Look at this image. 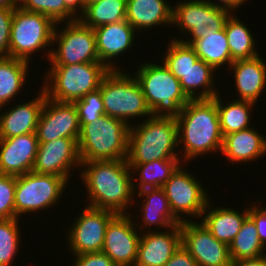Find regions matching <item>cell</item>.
<instances>
[{
  "label": "cell",
  "instance_id": "obj_47",
  "mask_svg": "<svg viewBox=\"0 0 266 266\" xmlns=\"http://www.w3.org/2000/svg\"><path fill=\"white\" fill-rule=\"evenodd\" d=\"M18 0H0V8H16Z\"/></svg>",
  "mask_w": 266,
  "mask_h": 266
},
{
  "label": "cell",
  "instance_id": "obj_20",
  "mask_svg": "<svg viewBox=\"0 0 266 266\" xmlns=\"http://www.w3.org/2000/svg\"><path fill=\"white\" fill-rule=\"evenodd\" d=\"M93 30L99 61L111 70L118 69L113 59L132 47L137 31L126 20L105 24Z\"/></svg>",
  "mask_w": 266,
  "mask_h": 266
},
{
  "label": "cell",
  "instance_id": "obj_48",
  "mask_svg": "<svg viewBox=\"0 0 266 266\" xmlns=\"http://www.w3.org/2000/svg\"><path fill=\"white\" fill-rule=\"evenodd\" d=\"M84 1V4L87 5L89 3H92V2H95V1H98V0H83Z\"/></svg>",
  "mask_w": 266,
  "mask_h": 266
},
{
  "label": "cell",
  "instance_id": "obj_29",
  "mask_svg": "<svg viewBox=\"0 0 266 266\" xmlns=\"http://www.w3.org/2000/svg\"><path fill=\"white\" fill-rule=\"evenodd\" d=\"M29 63L12 57H0V109L10 104L23 89L26 82ZM13 98V99H12ZM0 110V112H1Z\"/></svg>",
  "mask_w": 266,
  "mask_h": 266
},
{
  "label": "cell",
  "instance_id": "obj_17",
  "mask_svg": "<svg viewBox=\"0 0 266 266\" xmlns=\"http://www.w3.org/2000/svg\"><path fill=\"white\" fill-rule=\"evenodd\" d=\"M74 167L81 169L78 139L58 138L50 142L39 143L33 172L53 174L69 181Z\"/></svg>",
  "mask_w": 266,
  "mask_h": 266
},
{
  "label": "cell",
  "instance_id": "obj_5",
  "mask_svg": "<svg viewBox=\"0 0 266 266\" xmlns=\"http://www.w3.org/2000/svg\"><path fill=\"white\" fill-rule=\"evenodd\" d=\"M161 64L145 62L138 67L134 76L152 116L176 118L190 99L183 92L180 81L164 63Z\"/></svg>",
  "mask_w": 266,
  "mask_h": 266
},
{
  "label": "cell",
  "instance_id": "obj_25",
  "mask_svg": "<svg viewBox=\"0 0 266 266\" xmlns=\"http://www.w3.org/2000/svg\"><path fill=\"white\" fill-rule=\"evenodd\" d=\"M173 7L166 0H127L126 21L139 32L161 24L172 25Z\"/></svg>",
  "mask_w": 266,
  "mask_h": 266
},
{
  "label": "cell",
  "instance_id": "obj_45",
  "mask_svg": "<svg viewBox=\"0 0 266 266\" xmlns=\"http://www.w3.org/2000/svg\"><path fill=\"white\" fill-rule=\"evenodd\" d=\"M231 266H266V255L255 259L232 261Z\"/></svg>",
  "mask_w": 266,
  "mask_h": 266
},
{
  "label": "cell",
  "instance_id": "obj_4",
  "mask_svg": "<svg viewBox=\"0 0 266 266\" xmlns=\"http://www.w3.org/2000/svg\"><path fill=\"white\" fill-rule=\"evenodd\" d=\"M129 129V124L108 115L84 124L78 139L81 162L126 159Z\"/></svg>",
  "mask_w": 266,
  "mask_h": 266
},
{
  "label": "cell",
  "instance_id": "obj_11",
  "mask_svg": "<svg viewBox=\"0 0 266 266\" xmlns=\"http://www.w3.org/2000/svg\"><path fill=\"white\" fill-rule=\"evenodd\" d=\"M231 11L218 7L206 0H186L180 1L173 7L172 26L180 28L181 33H189L191 36L187 40H181L186 44H191L194 40L204 37V33L209 28L220 31L223 30L231 15Z\"/></svg>",
  "mask_w": 266,
  "mask_h": 266
},
{
  "label": "cell",
  "instance_id": "obj_34",
  "mask_svg": "<svg viewBox=\"0 0 266 266\" xmlns=\"http://www.w3.org/2000/svg\"><path fill=\"white\" fill-rule=\"evenodd\" d=\"M265 248L259 239L255 223L248 217L230 243L229 252L232 261H241L266 255Z\"/></svg>",
  "mask_w": 266,
  "mask_h": 266
},
{
  "label": "cell",
  "instance_id": "obj_7",
  "mask_svg": "<svg viewBox=\"0 0 266 266\" xmlns=\"http://www.w3.org/2000/svg\"><path fill=\"white\" fill-rule=\"evenodd\" d=\"M120 70H110L103 78L99 89L105 115L122 120L131 126L132 117L133 120L138 117L143 119V116L149 118L152 111L135 76Z\"/></svg>",
  "mask_w": 266,
  "mask_h": 266
},
{
  "label": "cell",
  "instance_id": "obj_12",
  "mask_svg": "<svg viewBox=\"0 0 266 266\" xmlns=\"http://www.w3.org/2000/svg\"><path fill=\"white\" fill-rule=\"evenodd\" d=\"M180 165L170 179L162 186L167 196L173 215L180 221H188L183 214L190 218L201 219L202 213L209 201L206 189L202 183ZM189 172V173H188Z\"/></svg>",
  "mask_w": 266,
  "mask_h": 266
},
{
  "label": "cell",
  "instance_id": "obj_9",
  "mask_svg": "<svg viewBox=\"0 0 266 266\" xmlns=\"http://www.w3.org/2000/svg\"><path fill=\"white\" fill-rule=\"evenodd\" d=\"M65 25L61 31L55 27L53 42L56 41L58 46L46 52L49 65L102 63L98 57L94 30L79 19L66 22Z\"/></svg>",
  "mask_w": 266,
  "mask_h": 266
},
{
  "label": "cell",
  "instance_id": "obj_35",
  "mask_svg": "<svg viewBox=\"0 0 266 266\" xmlns=\"http://www.w3.org/2000/svg\"><path fill=\"white\" fill-rule=\"evenodd\" d=\"M167 48L162 61L169 71L180 80L199 57L190 44L181 40L172 39Z\"/></svg>",
  "mask_w": 266,
  "mask_h": 266
},
{
  "label": "cell",
  "instance_id": "obj_42",
  "mask_svg": "<svg viewBox=\"0 0 266 266\" xmlns=\"http://www.w3.org/2000/svg\"><path fill=\"white\" fill-rule=\"evenodd\" d=\"M255 204L249 207V217L255 223L259 239L266 247V210L262 209L259 204Z\"/></svg>",
  "mask_w": 266,
  "mask_h": 266
},
{
  "label": "cell",
  "instance_id": "obj_43",
  "mask_svg": "<svg viewBox=\"0 0 266 266\" xmlns=\"http://www.w3.org/2000/svg\"><path fill=\"white\" fill-rule=\"evenodd\" d=\"M164 266H198L195 259L183 245L174 252L173 256Z\"/></svg>",
  "mask_w": 266,
  "mask_h": 266
},
{
  "label": "cell",
  "instance_id": "obj_23",
  "mask_svg": "<svg viewBox=\"0 0 266 266\" xmlns=\"http://www.w3.org/2000/svg\"><path fill=\"white\" fill-rule=\"evenodd\" d=\"M222 154L231 163H246L266 154V137L250 127L223 137Z\"/></svg>",
  "mask_w": 266,
  "mask_h": 266
},
{
  "label": "cell",
  "instance_id": "obj_40",
  "mask_svg": "<svg viewBox=\"0 0 266 266\" xmlns=\"http://www.w3.org/2000/svg\"><path fill=\"white\" fill-rule=\"evenodd\" d=\"M15 8H0V57H9L11 25Z\"/></svg>",
  "mask_w": 266,
  "mask_h": 266
},
{
  "label": "cell",
  "instance_id": "obj_27",
  "mask_svg": "<svg viewBox=\"0 0 266 266\" xmlns=\"http://www.w3.org/2000/svg\"><path fill=\"white\" fill-rule=\"evenodd\" d=\"M190 45L199 59L217 71L219 67L227 64L230 67L233 63L224 29L217 31L209 28L204 37L194 40Z\"/></svg>",
  "mask_w": 266,
  "mask_h": 266
},
{
  "label": "cell",
  "instance_id": "obj_44",
  "mask_svg": "<svg viewBox=\"0 0 266 266\" xmlns=\"http://www.w3.org/2000/svg\"><path fill=\"white\" fill-rule=\"evenodd\" d=\"M209 1L210 3L217 5L218 7H222L225 9L230 10L231 12H235L242 3L246 2L247 0H218L217 2H213L212 0H206ZM236 9V10H235Z\"/></svg>",
  "mask_w": 266,
  "mask_h": 266
},
{
  "label": "cell",
  "instance_id": "obj_3",
  "mask_svg": "<svg viewBox=\"0 0 266 266\" xmlns=\"http://www.w3.org/2000/svg\"><path fill=\"white\" fill-rule=\"evenodd\" d=\"M141 123V124H140ZM178 126L173 117H146L129 129L127 164L180 158ZM179 156V157H178Z\"/></svg>",
  "mask_w": 266,
  "mask_h": 266
},
{
  "label": "cell",
  "instance_id": "obj_21",
  "mask_svg": "<svg viewBox=\"0 0 266 266\" xmlns=\"http://www.w3.org/2000/svg\"><path fill=\"white\" fill-rule=\"evenodd\" d=\"M29 102H22L0 113V139L11 138L28 133H36L38 120L47 97L45 90Z\"/></svg>",
  "mask_w": 266,
  "mask_h": 266
},
{
  "label": "cell",
  "instance_id": "obj_28",
  "mask_svg": "<svg viewBox=\"0 0 266 266\" xmlns=\"http://www.w3.org/2000/svg\"><path fill=\"white\" fill-rule=\"evenodd\" d=\"M215 71L217 70L209 64L198 59L179 80L181 88L186 96L190 100L213 99L217 94H220V92L217 91V88L213 86L215 82L212 79L214 78L215 74L213 73H215ZM198 89H201V91L197 92Z\"/></svg>",
  "mask_w": 266,
  "mask_h": 266
},
{
  "label": "cell",
  "instance_id": "obj_18",
  "mask_svg": "<svg viewBox=\"0 0 266 266\" xmlns=\"http://www.w3.org/2000/svg\"><path fill=\"white\" fill-rule=\"evenodd\" d=\"M38 145L36 133L0 139V172L12 176L31 172Z\"/></svg>",
  "mask_w": 266,
  "mask_h": 266
},
{
  "label": "cell",
  "instance_id": "obj_14",
  "mask_svg": "<svg viewBox=\"0 0 266 266\" xmlns=\"http://www.w3.org/2000/svg\"><path fill=\"white\" fill-rule=\"evenodd\" d=\"M181 245L198 266H231L229 246L218 241L200 222H181Z\"/></svg>",
  "mask_w": 266,
  "mask_h": 266
},
{
  "label": "cell",
  "instance_id": "obj_16",
  "mask_svg": "<svg viewBox=\"0 0 266 266\" xmlns=\"http://www.w3.org/2000/svg\"><path fill=\"white\" fill-rule=\"evenodd\" d=\"M132 218V214H116L107 225L102 252L116 266H134L136 263L142 231L136 229L137 223Z\"/></svg>",
  "mask_w": 266,
  "mask_h": 266
},
{
  "label": "cell",
  "instance_id": "obj_36",
  "mask_svg": "<svg viewBox=\"0 0 266 266\" xmlns=\"http://www.w3.org/2000/svg\"><path fill=\"white\" fill-rule=\"evenodd\" d=\"M18 7L44 14L52 19L57 26L78 18L65 6L64 0H18ZM59 24V25H58Z\"/></svg>",
  "mask_w": 266,
  "mask_h": 266
},
{
  "label": "cell",
  "instance_id": "obj_6",
  "mask_svg": "<svg viewBox=\"0 0 266 266\" xmlns=\"http://www.w3.org/2000/svg\"><path fill=\"white\" fill-rule=\"evenodd\" d=\"M50 70V71H49ZM42 88L49 99L74 103L89 92L100 88L105 75L111 70L104 63H76L50 65Z\"/></svg>",
  "mask_w": 266,
  "mask_h": 266
},
{
  "label": "cell",
  "instance_id": "obj_22",
  "mask_svg": "<svg viewBox=\"0 0 266 266\" xmlns=\"http://www.w3.org/2000/svg\"><path fill=\"white\" fill-rule=\"evenodd\" d=\"M234 73L237 100L256 103L266 87V63L260 55L244 60L234 61L229 70ZM234 70V71H233Z\"/></svg>",
  "mask_w": 266,
  "mask_h": 266
},
{
  "label": "cell",
  "instance_id": "obj_33",
  "mask_svg": "<svg viewBox=\"0 0 266 266\" xmlns=\"http://www.w3.org/2000/svg\"><path fill=\"white\" fill-rule=\"evenodd\" d=\"M127 0H98L85 5L78 18L84 25L95 29L99 26L126 20Z\"/></svg>",
  "mask_w": 266,
  "mask_h": 266
},
{
  "label": "cell",
  "instance_id": "obj_31",
  "mask_svg": "<svg viewBox=\"0 0 266 266\" xmlns=\"http://www.w3.org/2000/svg\"><path fill=\"white\" fill-rule=\"evenodd\" d=\"M213 100L216 102L220 129L223 137L233 132L250 128L251 109L254 102L233 99L228 104L222 103L221 96L217 94Z\"/></svg>",
  "mask_w": 266,
  "mask_h": 266
},
{
  "label": "cell",
  "instance_id": "obj_26",
  "mask_svg": "<svg viewBox=\"0 0 266 266\" xmlns=\"http://www.w3.org/2000/svg\"><path fill=\"white\" fill-rule=\"evenodd\" d=\"M136 193L139 198L144 196V199H146L141 202V204H144L141 206L142 213H140L143 216L141 217L143 221L140 226L136 227L138 230H143L145 228L146 232L147 230L152 231L147 229V227H150L151 225H156V228H160L161 230L165 227L166 230L175 225L181 224V222L173 215L167 196L162 187L147 188Z\"/></svg>",
  "mask_w": 266,
  "mask_h": 266
},
{
  "label": "cell",
  "instance_id": "obj_46",
  "mask_svg": "<svg viewBox=\"0 0 266 266\" xmlns=\"http://www.w3.org/2000/svg\"><path fill=\"white\" fill-rule=\"evenodd\" d=\"M65 6L77 17L79 18L85 9V4L83 0H64ZM79 9V10H77ZM81 10V12H80ZM79 11L81 14L78 16L76 13Z\"/></svg>",
  "mask_w": 266,
  "mask_h": 266
},
{
  "label": "cell",
  "instance_id": "obj_10",
  "mask_svg": "<svg viewBox=\"0 0 266 266\" xmlns=\"http://www.w3.org/2000/svg\"><path fill=\"white\" fill-rule=\"evenodd\" d=\"M68 181L53 174L33 171L16 176L15 218L50 208L61 198ZM22 214V215H21Z\"/></svg>",
  "mask_w": 266,
  "mask_h": 266
},
{
  "label": "cell",
  "instance_id": "obj_32",
  "mask_svg": "<svg viewBox=\"0 0 266 266\" xmlns=\"http://www.w3.org/2000/svg\"><path fill=\"white\" fill-rule=\"evenodd\" d=\"M236 13L229 16L226 21L224 30L228 40L232 61L244 60L256 57L259 55L255 48V38L252 32L242 23Z\"/></svg>",
  "mask_w": 266,
  "mask_h": 266
},
{
  "label": "cell",
  "instance_id": "obj_37",
  "mask_svg": "<svg viewBox=\"0 0 266 266\" xmlns=\"http://www.w3.org/2000/svg\"><path fill=\"white\" fill-rule=\"evenodd\" d=\"M19 219H0V266H10L19 250Z\"/></svg>",
  "mask_w": 266,
  "mask_h": 266
},
{
  "label": "cell",
  "instance_id": "obj_2",
  "mask_svg": "<svg viewBox=\"0 0 266 266\" xmlns=\"http://www.w3.org/2000/svg\"><path fill=\"white\" fill-rule=\"evenodd\" d=\"M178 126V146L184 152V162L205 153H221L223 135L216 102L213 99L190 100L175 118ZM183 153V154H182Z\"/></svg>",
  "mask_w": 266,
  "mask_h": 266
},
{
  "label": "cell",
  "instance_id": "obj_24",
  "mask_svg": "<svg viewBox=\"0 0 266 266\" xmlns=\"http://www.w3.org/2000/svg\"><path fill=\"white\" fill-rule=\"evenodd\" d=\"M210 204L209 200L201 216L203 221L200 222L218 241L229 246L240 231L243 222L249 217V207L240 213L224 206L211 208Z\"/></svg>",
  "mask_w": 266,
  "mask_h": 266
},
{
  "label": "cell",
  "instance_id": "obj_1",
  "mask_svg": "<svg viewBox=\"0 0 266 266\" xmlns=\"http://www.w3.org/2000/svg\"><path fill=\"white\" fill-rule=\"evenodd\" d=\"M81 166L80 177L89 200L87 206L126 214L135 194L134 176L126 159L81 162Z\"/></svg>",
  "mask_w": 266,
  "mask_h": 266
},
{
  "label": "cell",
  "instance_id": "obj_13",
  "mask_svg": "<svg viewBox=\"0 0 266 266\" xmlns=\"http://www.w3.org/2000/svg\"><path fill=\"white\" fill-rule=\"evenodd\" d=\"M115 215L110 210L86 206L67 232L71 254L101 252L107 225Z\"/></svg>",
  "mask_w": 266,
  "mask_h": 266
},
{
  "label": "cell",
  "instance_id": "obj_41",
  "mask_svg": "<svg viewBox=\"0 0 266 266\" xmlns=\"http://www.w3.org/2000/svg\"><path fill=\"white\" fill-rule=\"evenodd\" d=\"M72 266H116L112 259L104 252L85 253L75 255Z\"/></svg>",
  "mask_w": 266,
  "mask_h": 266
},
{
  "label": "cell",
  "instance_id": "obj_15",
  "mask_svg": "<svg viewBox=\"0 0 266 266\" xmlns=\"http://www.w3.org/2000/svg\"><path fill=\"white\" fill-rule=\"evenodd\" d=\"M80 131L78 111L74 103L45 98L36 130L39 143L58 138L79 139Z\"/></svg>",
  "mask_w": 266,
  "mask_h": 266
},
{
  "label": "cell",
  "instance_id": "obj_39",
  "mask_svg": "<svg viewBox=\"0 0 266 266\" xmlns=\"http://www.w3.org/2000/svg\"><path fill=\"white\" fill-rule=\"evenodd\" d=\"M16 176L0 175V219L15 218Z\"/></svg>",
  "mask_w": 266,
  "mask_h": 266
},
{
  "label": "cell",
  "instance_id": "obj_8",
  "mask_svg": "<svg viewBox=\"0 0 266 266\" xmlns=\"http://www.w3.org/2000/svg\"><path fill=\"white\" fill-rule=\"evenodd\" d=\"M56 25L44 14L27 11L17 6L14 9L11 25L9 57L29 62L34 52L46 50L53 45Z\"/></svg>",
  "mask_w": 266,
  "mask_h": 266
},
{
  "label": "cell",
  "instance_id": "obj_38",
  "mask_svg": "<svg viewBox=\"0 0 266 266\" xmlns=\"http://www.w3.org/2000/svg\"><path fill=\"white\" fill-rule=\"evenodd\" d=\"M74 104L78 111L80 127L105 115L100 89L89 92L82 99L75 101Z\"/></svg>",
  "mask_w": 266,
  "mask_h": 266
},
{
  "label": "cell",
  "instance_id": "obj_19",
  "mask_svg": "<svg viewBox=\"0 0 266 266\" xmlns=\"http://www.w3.org/2000/svg\"><path fill=\"white\" fill-rule=\"evenodd\" d=\"M180 245V225H175L165 232L144 231L140 236L134 266H164Z\"/></svg>",
  "mask_w": 266,
  "mask_h": 266
},
{
  "label": "cell",
  "instance_id": "obj_30",
  "mask_svg": "<svg viewBox=\"0 0 266 266\" xmlns=\"http://www.w3.org/2000/svg\"><path fill=\"white\" fill-rule=\"evenodd\" d=\"M180 159L181 158H172L154 160L140 164H128L131 168V172H139L138 177L140 176L139 179H136L139 180V183L136 184L133 181L134 192L136 193V188L138 187V191L147 188L162 187L170 179L176 169L181 165L182 161Z\"/></svg>",
  "mask_w": 266,
  "mask_h": 266
}]
</instances>
